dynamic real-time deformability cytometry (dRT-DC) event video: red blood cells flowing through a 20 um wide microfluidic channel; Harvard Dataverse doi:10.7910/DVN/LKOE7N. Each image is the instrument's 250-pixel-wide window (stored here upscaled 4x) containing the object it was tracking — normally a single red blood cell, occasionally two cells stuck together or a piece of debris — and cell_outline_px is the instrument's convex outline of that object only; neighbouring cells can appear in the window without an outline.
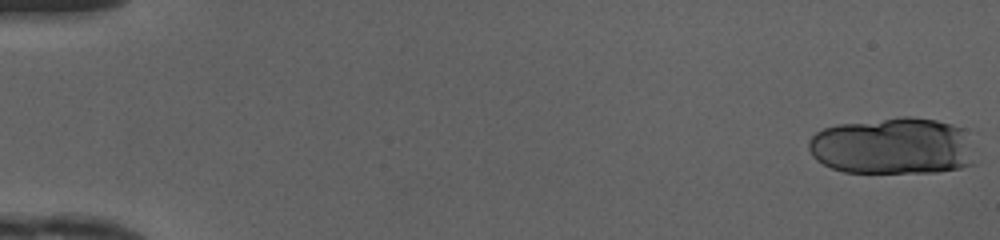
{"species": "human", "species_latin": "Homo sapiens", "temperature_condition": "cold", "stored_images_in_passage": 18, "camera_frame_rate_fps": 3000, "um_per_image_px": 0.085, "donor": {"sex": "female"}, "frame": {"image": 1, "passage_image": 1, "time_ms": 0.0, "image_size_px": [1000, 240], "cell_outline_px": [[976, 164], [960, 168], [936, 172], [844, 172], [832, 168], [816, 160], [812, 156], [808, 148], [808, 140], [816, 132], [824, 128], [836, 124], [900, 116], [912, 116], [936, 120], [952, 124], [964, 128]], "centroid_in_image_um": [75.87, 12.4], "position_along_channel_um": 9.1, "area_um2": 55.66}}
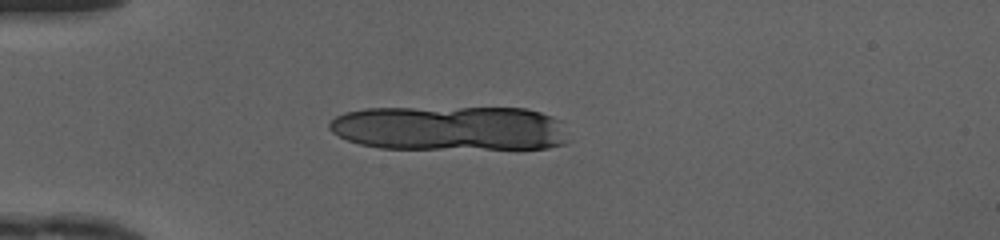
{"frame": {"image": 2, "passage_image": 14, "time_ms": 4.333, "image_size_px": [1000, 240], "cell_outline_px": [[564, 144], [548, 148], [380, 148], [360, 144], [348, 140], [332, 132], [328, 128], [328, 124], [336, 116], [344, 112], [364, 108], [524, 108], [540, 112], [552, 116], [560, 120], [564, 140]], "centroid_in_image_um": [38.17, 10.89], "position_along_channel_um": 46.8, "area_um2": 61.96}}